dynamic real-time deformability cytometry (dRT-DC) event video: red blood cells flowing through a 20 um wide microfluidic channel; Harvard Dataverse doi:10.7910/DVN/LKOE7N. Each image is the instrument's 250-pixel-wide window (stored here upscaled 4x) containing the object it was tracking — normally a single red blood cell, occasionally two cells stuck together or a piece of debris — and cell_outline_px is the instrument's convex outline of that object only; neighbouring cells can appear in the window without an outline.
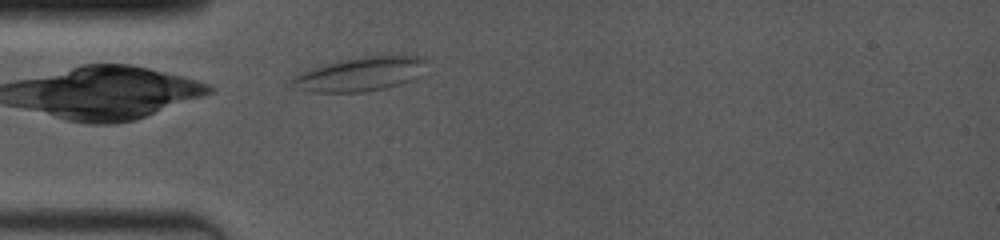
{"species": "common noctule bat (a hibernating species)", "species_latin": "Nyctalus noctula", "temperature_condition": "room temperature", "stored_images_in_passage": 44, "camera_frame_rate_fps": 4000, "um_per_image_px": 0.085, "animal": {"sex": "female", "body_mass_g": 19.0, "forearm_length_mm": 53.3}, "frame": {"image": 1, "passage_image": 2, "time_ms": 0.25, "image_size_px": [1000, 240], "cell_outline_px": [[424, 60], [420, 76], [412, 80], [400, 84], [384, 88], [364, 92], [304, 92], [296, 88], [288, 80], [300, 72], [312, 68], [340, 60], [360, 56], [420, 56]], "centroid_in_image_um": [30.54, 6.31], "position_along_channel_um": 54.5, "area_um2": 26.53}}
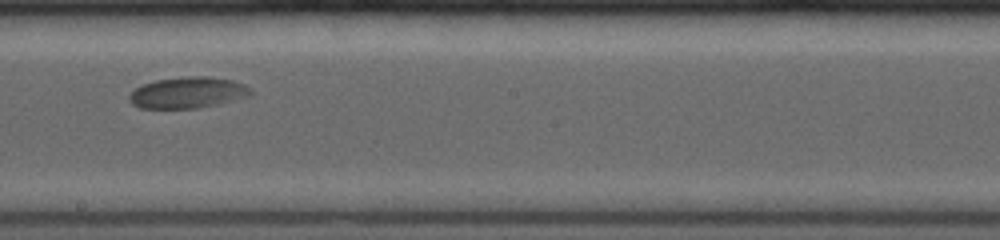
{"frame": {"image": 2, "passage_image": 22, "time_ms": 5.0, "image_size_px": [1000, 240], "cell_outline_px": [[252, 96], [220, 104], [196, 108], [140, 108], [132, 104], [128, 100], [128, 96], [136, 88], [144, 84], [156, 80], [188, 76], [208, 76], [232, 80], [244, 84], [252, 88]], "centroid_in_image_um": [16.01, 7.88], "position_along_channel_um": 232.2, "area_um2": 22.25}}
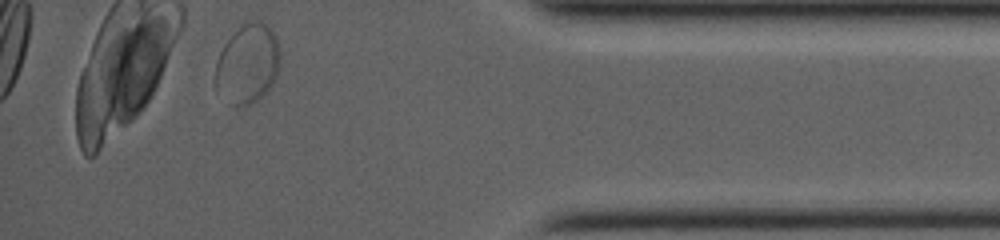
{"frame": {"image": 3, "passage_image": 43, "time_ms": 10.25, "image_size_px": [1000, 240], "cell_outline_px": [[280, 64], [276, 76], [272, 84], [252, 104], [236, 108], [228, 104], [216, 92], [212, 80], [216, 60], [224, 44], [244, 24], [260, 20], [268, 24], [272, 28], [276, 36], [280, 52]], "centroid_in_image_um": [21.0, 5.48], "position_along_channel_um": 414.2, "area_um2": 30.58}}